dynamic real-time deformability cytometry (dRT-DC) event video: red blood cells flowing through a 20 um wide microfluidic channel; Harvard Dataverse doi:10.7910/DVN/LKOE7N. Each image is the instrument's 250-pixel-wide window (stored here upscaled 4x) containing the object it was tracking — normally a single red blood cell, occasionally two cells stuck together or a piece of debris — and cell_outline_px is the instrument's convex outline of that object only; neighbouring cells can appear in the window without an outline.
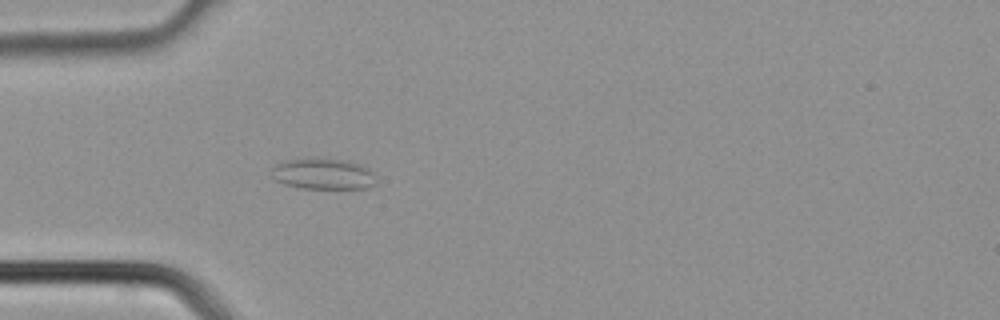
{"species": "common noctule bat (a hibernating species)", "species_latin": "Nyctalus noctula", "temperature_condition": "cold", "stored_images_in_passage": 3, "camera_frame_rate_fps": 3000, "um_per_image_px": 0.085, "animal": {"sex": "male", "body_mass_g": 21.5, "forearm_length_mm": 52.0}, "frame": {"image": 1, "passage_image": 3, "time_ms": 0.667, "image_size_px": [1000, 320], "cell_outline_px": [[376, 184], [368, 188], [300, 188], [284, 184], [276, 180], [272, 176], [272, 168], [276, 164], [284, 160], [312, 156], [348, 160], [360, 164], [368, 168], [372, 172], [376, 180]], "centroid_in_image_um": [27.46, 14.74], "position_along_channel_um": 57.5, "area_um2": 19.42}}